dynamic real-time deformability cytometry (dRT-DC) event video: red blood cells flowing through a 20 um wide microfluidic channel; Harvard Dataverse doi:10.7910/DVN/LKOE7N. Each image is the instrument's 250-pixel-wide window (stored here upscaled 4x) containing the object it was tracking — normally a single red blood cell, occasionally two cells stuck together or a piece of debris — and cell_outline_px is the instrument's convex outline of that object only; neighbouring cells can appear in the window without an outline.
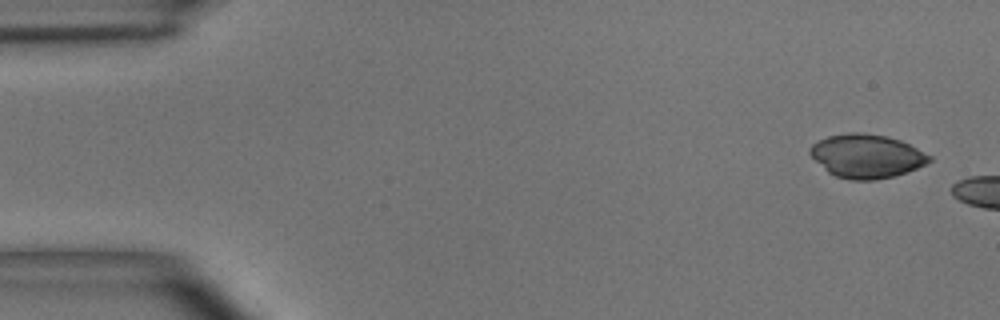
{"species": "common noctule bat (a hibernating species)", "species_latin": "Nyctalus noctula", "temperature_condition": "room temperature", "stored_images_in_passage": 3, "camera_frame_rate_fps": 3000, "um_per_image_px": 0.085, "animal": {"sex": "male", "body_mass_g": 15.6}, "frame": {"image": 1, "passage_image": 1, "time_ms": 0.0, "image_size_px": [1000, 320], "cell_outline_px": [[932, 160], [916, 168], [892, 176], [876, 180], [848, 180], [836, 176], [828, 172], [808, 152], [808, 148], [812, 144], [828, 136], [848, 132], [860, 132], [888, 136], [900, 140], [932, 156]], "centroid_in_image_um": [73.64, 13.26], "position_along_channel_um": 11.4, "area_um2": 30.17}}